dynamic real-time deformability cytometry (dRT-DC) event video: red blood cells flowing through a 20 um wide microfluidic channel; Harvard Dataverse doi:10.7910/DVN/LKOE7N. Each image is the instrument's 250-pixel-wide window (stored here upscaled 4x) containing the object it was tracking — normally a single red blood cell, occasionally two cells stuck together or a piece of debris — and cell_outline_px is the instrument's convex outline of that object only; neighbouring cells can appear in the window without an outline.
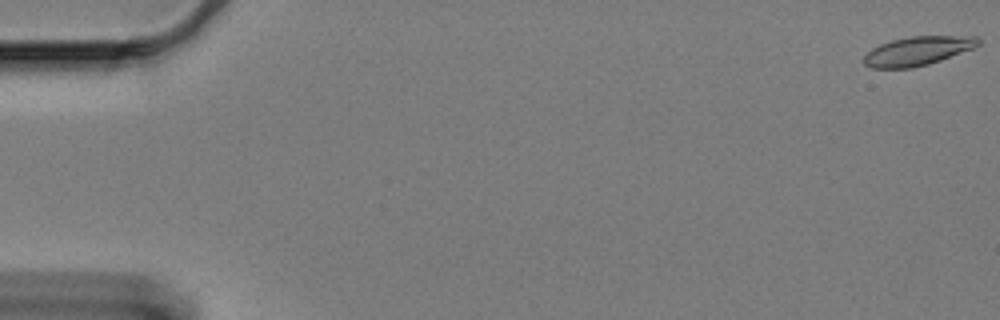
{"species": "Egyptian fruit bat (a non-hibernating species)", "species_latin": "Rousettus aegyptiacus", "temperature_condition": "cold", "stored_images_in_passage": 11, "camera_frame_rate_fps": 3000, "um_per_image_px": 0.085, "animal": {"sex": "female"}, "frame": {"image": 1, "passage_image": 1, "time_ms": 0.0, "image_size_px": [1000, 320], "cell_outline_px": [[980, 44], [972, 48], [940, 60], [928, 64], [912, 68], [872, 68], [864, 64], [864, 56], [872, 48], [880, 44], [892, 40], [908, 36], [976, 36], [980, 40]], "centroid_in_image_um": [77.98, 4.33], "position_along_channel_um": 7.0, "area_um2": 19.13}}